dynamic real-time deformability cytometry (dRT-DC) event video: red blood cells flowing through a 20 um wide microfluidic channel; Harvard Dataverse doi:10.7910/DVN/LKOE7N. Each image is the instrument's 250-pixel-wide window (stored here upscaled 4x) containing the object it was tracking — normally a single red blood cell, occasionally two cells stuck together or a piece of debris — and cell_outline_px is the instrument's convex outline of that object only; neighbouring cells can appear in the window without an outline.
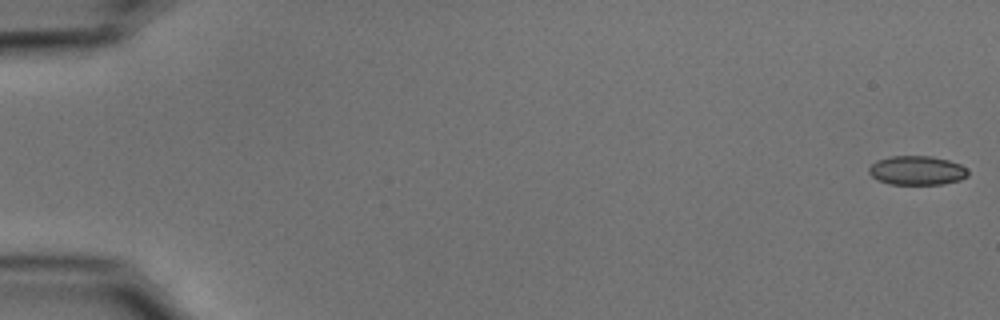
{"species": "common noctule bat (a hibernating species)", "species_latin": "Nyctalus noctula", "temperature_condition": "cold", "stored_images_in_passage": 55, "camera_frame_rate_fps": 3000, "um_per_image_px": 0.085, "animal": {"sex": "male", "body_mass_g": 15.6}, "frame": {"image": 1, "passage_image": 1, "time_ms": 0.0, "image_size_px": [1000, 320], "cell_outline_px": [[968, 176], [960, 180], [944, 184], [888, 184], [876, 180], [868, 172], [868, 168], [876, 160], [892, 156], [932, 156], [948, 160], [960, 164], [968, 168]], "centroid_in_image_um": [77.94, 14.49], "position_along_channel_um": 7.1, "area_um2": 16.99}}
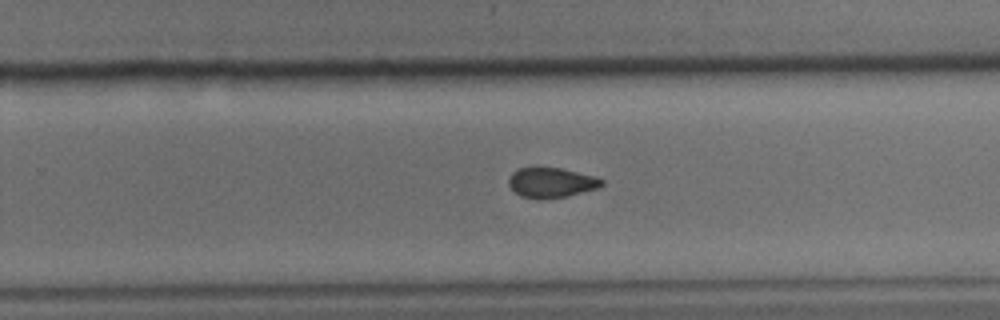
{"frame": {"image": 2, "passage_image": 36, "time_ms": 11.667, "image_size_px": [1000, 320], "cell_outline_px": [[604, 184], [596, 188], [568, 196], [540, 200], [536, 200], [520, 196], [508, 184], [508, 176], [512, 172], [520, 168], [532, 164], [536, 164], [560, 168], [596, 176], [604, 180]], "centroid_in_image_um": [46.8, 15.48], "position_along_channel_um": 283.0, "area_um2": 16.99}}
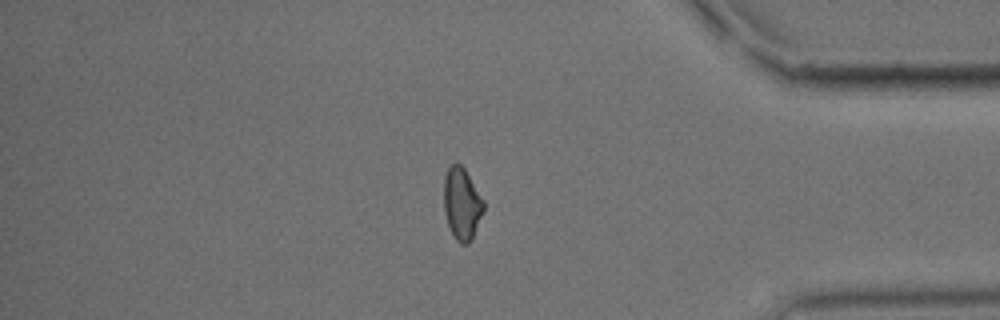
{"frame": {"image": 3, "passage_image": 47, "time_ms": 15.333, "image_size_px": [1000, 320], "cell_outline_px": [[484, 212], [472, 240], [468, 244], [460, 244], [456, 240], [448, 224], [444, 212], [444, 176], [448, 168], [452, 164], [460, 164], [464, 168], [484, 200]], "centroid_in_image_um": [39.27, 17.34], "position_along_channel_um": 395.9, "area_um2": 16.76}, "authors_computed_cell_mechanics": {"area_um2": 17.051, "velocity_mm_per_s": 3.7043, "shape_relaxation_time_tau1_ms": 7.3845, "shape_relaxation_time_tau2_ms": 2.9894, "deformation_change_tau1": 0.1087, "deformation_change_tau2": 0.062}}